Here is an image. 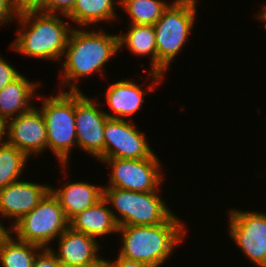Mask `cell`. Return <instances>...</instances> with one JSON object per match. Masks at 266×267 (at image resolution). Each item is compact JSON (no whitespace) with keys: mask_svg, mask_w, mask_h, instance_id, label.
Masks as SVG:
<instances>
[{"mask_svg":"<svg viewBox=\"0 0 266 267\" xmlns=\"http://www.w3.org/2000/svg\"><path fill=\"white\" fill-rule=\"evenodd\" d=\"M18 13L12 0H0V26L17 19Z\"/></svg>","mask_w":266,"mask_h":267,"instance_id":"27","label":"cell"},{"mask_svg":"<svg viewBox=\"0 0 266 267\" xmlns=\"http://www.w3.org/2000/svg\"><path fill=\"white\" fill-rule=\"evenodd\" d=\"M1 220V219H0ZM0 221V247L4 244V242L12 235V228L5 227Z\"/></svg>","mask_w":266,"mask_h":267,"instance_id":"30","label":"cell"},{"mask_svg":"<svg viewBox=\"0 0 266 267\" xmlns=\"http://www.w3.org/2000/svg\"><path fill=\"white\" fill-rule=\"evenodd\" d=\"M115 259L113 261L105 259L104 267H150L142 262L120 257L119 255Z\"/></svg>","mask_w":266,"mask_h":267,"instance_id":"28","label":"cell"},{"mask_svg":"<svg viewBox=\"0 0 266 267\" xmlns=\"http://www.w3.org/2000/svg\"><path fill=\"white\" fill-rule=\"evenodd\" d=\"M64 182L58 188L50 187V191L59 201L68 220L103 198L104 186L83 181Z\"/></svg>","mask_w":266,"mask_h":267,"instance_id":"17","label":"cell"},{"mask_svg":"<svg viewBox=\"0 0 266 267\" xmlns=\"http://www.w3.org/2000/svg\"><path fill=\"white\" fill-rule=\"evenodd\" d=\"M197 0H173L153 25L157 47V73L164 76L189 40L197 18Z\"/></svg>","mask_w":266,"mask_h":267,"instance_id":"4","label":"cell"},{"mask_svg":"<svg viewBox=\"0 0 266 267\" xmlns=\"http://www.w3.org/2000/svg\"><path fill=\"white\" fill-rule=\"evenodd\" d=\"M41 246L23 242L11 235L0 247L2 267H33Z\"/></svg>","mask_w":266,"mask_h":267,"instance_id":"21","label":"cell"},{"mask_svg":"<svg viewBox=\"0 0 266 267\" xmlns=\"http://www.w3.org/2000/svg\"><path fill=\"white\" fill-rule=\"evenodd\" d=\"M129 15V24L154 25L170 4L165 0H118Z\"/></svg>","mask_w":266,"mask_h":267,"instance_id":"22","label":"cell"},{"mask_svg":"<svg viewBox=\"0 0 266 267\" xmlns=\"http://www.w3.org/2000/svg\"><path fill=\"white\" fill-rule=\"evenodd\" d=\"M56 94L45 98L39 96L43 99L39 109L46 125L47 150H51L59 165L65 169L70 161L71 150L77 148L75 92L61 88Z\"/></svg>","mask_w":266,"mask_h":267,"instance_id":"5","label":"cell"},{"mask_svg":"<svg viewBox=\"0 0 266 267\" xmlns=\"http://www.w3.org/2000/svg\"><path fill=\"white\" fill-rule=\"evenodd\" d=\"M59 267H81V266H75V265H70V264H66V263H59Z\"/></svg>","mask_w":266,"mask_h":267,"instance_id":"33","label":"cell"},{"mask_svg":"<svg viewBox=\"0 0 266 267\" xmlns=\"http://www.w3.org/2000/svg\"><path fill=\"white\" fill-rule=\"evenodd\" d=\"M115 0H76L72 10L66 15L80 28L98 24L102 21H114L117 17ZM116 13V14H115Z\"/></svg>","mask_w":266,"mask_h":267,"instance_id":"20","label":"cell"},{"mask_svg":"<svg viewBox=\"0 0 266 267\" xmlns=\"http://www.w3.org/2000/svg\"><path fill=\"white\" fill-rule=\"evenodd\" d=\"M60 16L66 17L37 10L20 11L18 36L11 49L29 58L61 61L73 27Z\"/></svg>","mask_w":266,"mask_h":267,"instance_id":"3","label":"cell"},{"mask_svg":"<svg viewBox=\"0 0 266 267\" xmlns=\"http://www.w3.org/2000/svg\"><path fill=\"white\" fill-rule=\"evenodd\" d=\"M30 158L16 147L0 143V188L19 181Z\"/></svg>","mask_w":266,"mask_h":267,"instance_id":"23","label":"cell"},{"mask_svg":"<svg viewBox=\"0 0 266 267\" xmlns=\"http://www.w3.org/2000/svg\"><path fill=\"white\" fill-rule=\"evenodd\" d=\"M108 119L95 98L75 92L77 147L100 162L104 159V127Z\"/></svg>","mask_w":266,"mask_h":267,"instance_id":"10","label":"cell"},{"mask_svg":"<svg viewBox=\"0 0 266 267\" xmlns=\"http://www.w3.org/2000/svg\"><path fill=\"white\" fill-rule=\"evenodd\" d=\"M134 122L123 119H108L104 127V159H143L155 153L146 133L136 128Z\"/></svg>","mask_w":266,"mask_h":267,"instance_id":"11","label":"cell"},{"mask_svg":"<svg viewBox=\"0 0 266 267\" xmlns=\"http://www.w3.org/2000/svg\"><path fill=\"white\" fill-rule=\"evenodd\" d=\"M128 25V31L123 35H118L119 50H122L125 46L127 50L131 52V54H134V56L137 55L141 57H151V69L146 76H148L149 79L152 77V83L148 85L147 91H149V93H155L154 89L161 85L160 83L164 77L157 73V47L154 26L142 24Z\"/></svg>","mask_w":266,"mask_h":267,"instance_id":"15","label":"cell"},{"mask_svg":"<svg viewBox=\"0 0 266 267\" xmlns=\"http://www.w3.org/2000/svg\"><path fill=\"white\" fill-rule=\"evenodd\" d=\"M264 7H262V9L260 11H258L257 14H255V16L261 20V22L263 21L266 25V4L263 5Z\"/></svg>","mask_w":266,"mask_h":267,"instance_id":"32","label":"cell"},{"mask_svg":"<svg viewBox=\"0 0 266 267\" xmlns=\"http://www.w3.org/2000/svg\"><path fill=\"white\" fill-rule=\"evenodd\" d=\"M44 0H12L15 8L20 12L24 10H36Z\"/></svg>","mask_w":266,"mask_h":267,"instance_id":"29","label":"cell"},{"mask_svg":"<svg viewBox=\"0 0 266 267\" xmlns=\"http://www.w3.org/2000/svg\"><path fill=\"white\" fill-rule=\"evenodd\" d=\"M119 51L118 34H109L104 29L97 31L73 26L64 51L59 74L63 91H81L78 80L91 77L92 74L105 73V63ZM82 77V78H81ZM79 87V88H78Z\"/></svg>","mask_w":266,"mask_h":267,"instance_id":"1","label":"cell"},{"mask_svg":"<svg viewBox=\"0 0 266 267\" xmlns=\"http://www.w3.org/2000/svg\"><path fill=\"white\" fill-rule=\"evenodd\" d=\"M5 142L29 158L47 150L46 125L40 109L34 106L28 112L7 120Z\"/></svg>","mask_w":266,"mask_h":267,"instance_id":"12","label":"cell"},{"mask_svg":"<svg viewBox=\"0 0 266 267\" xmlns=\"http://www.w3.org/2000/svg\"><path fill=\"white\" fill-rule=\"evenodd\" d=\"M69 227L96 239L112 233H118L115 220L107 201L102 198L90 208L76 214L69 220Z\"/></svg>","mask_w":266,"mask_h":267,"instance_id":"18","label":"cell"},{"mask_svg":"<svg viewBox=\"0 0 266 267\" xmlns=\"http://www.w3.org/2000/svg\"><path fill=\"white\" fill-rule=\"evenodd\" d=\"M21 73L11 66L5 59L0 56V90L7 84L16 79Z\"/></svg>","mask_w":266,"mask_h":267,"instance_id":"25","label":"cell"},{"mask_svg":"<svg viewBox=\"0 0 266 267\" xmlns=\"http://www.w3.org/2000/svg\"><path fill=\"white\" fill-rule=\"evenodd\" d=\"M101 163L111 169L109 182L103 188L152 192L160 190L165 180L163 171H160L161 161L156 154L143 159H103Z\"/></svg>","mask_w":266,"mask_h":267,"instance_id":"8","label":"cell"},{"mask_svg":"<svg viewBox=\"0 0 266 267\" xmlns=\"http://www.w3.org/2000/svg\"><path fill=\"white\" fill-rule=\"evenodd\" d=\"M69 227V220L57 198L49 191L28 214L11 228L15 238L42 248H50V243Z\"/></svg>","mask_w":266,"mask_h":267,"instance_id":"7","label":"cell"},{"mask_svg":"<svg viewBox=\"0 0 266 267\" xmlns=\"http://www.w3.org/2000/svg\"><path fill=\"white\" fill-rule=\"evenodd\" d=\"M76 0H44L36 9L37 11L48 13L67 15L73 8Z\"/></svg>","mask_w":266,"mask_h":267,"instance_id":"24","label":"cell"},{"mask_svg":"<svg viewBox=\"0 0 266 267\" xmlns=\"http://www.w3.org/2000/svg\"><path fill=\"white\" fill-rule=\"evenodd\" d=\"M99 239L77 232L68 227L57 239L58 251L50 247L61 263L81 267H104Z\"/></svg>","mask_w":266,"mask_h":267,"instance_id":"13","label":"cell"},{"mask_svg":"<svg viewBox=\"0 0 266 267\" xmlns=\"http://www.w3.org/2000/svg\"><path fill=\"white\" fill-rule=\"evenodd\" d=\"M50 187L47 184L19 180L0 188V216L12 219V227L36 207L50 191Z\"/></svg>","mask_w":266,"mask_h":267,"instance_id":"14","label":"cell"},{"mask_svg":"<svg viewBox=\"0 0 266 267\" xmlns=\"http://www.w3.org/2000/svg\"><path fill=\"white\" fill-rule=\"evenodd\" d=\"M59 263L50 248H42L36 255L33 267H59Z\"/></svg>","mask_w":266,"mask_h":267,"instance_id":"26","label":"cell"},{"mask_svg":"<svg viewBox=\"0 0 266 267\" xmlns=\"http://www.w3.org/2000/svg\"><path fill=\"white\" fill-rule=\"evenodd\" d=\"M159 192L103 188V198L109 204L118 226H153L164 223L173 214Z\"/></svg>","mask_w":266,"mask_h":267,"instance_id":"6","label":"cell"},{"mask_svg":"<svg viewBox=\"0 0 266 267\" xmlns=\"http://www.w3.org/2000/svg\"><path fill=\"white\" fill-rule=\"evenodd\" d=\"M6 137V121L0 116V143L5 142Z\"/></svg>","mask_w":266,"mask_h":267,"instance_id":"31","label":"cell"},{"mask_svg":"<svg viewBox=\"0 0 266 267\" xmlns=\"http://www.w3.org/2000/svg\"><path fill=\"white\" fill-rule=\"evenodd\" d=\"M135 79H122L120 81L110 83L104 94L107 105H109L112 114L105 111L110 119L130 120V116L136 114L143 106L144 96L147 92L143 91L141 84L134 82Z\"/></svg>","mask_w":266,"mask_h":267,"instance_id":"16","label":"cell"},{"mask_svg":"<svg viewBox=\"0 0 266 267\" xmlns=\"http://www.w3.org/2000/svg\"><path fill=\"white\" fill-rule=\"evenodd\" d=\"M229 237L253 264L266 267V213L229 209Z\"/></svg>","mask_w":266,"mask_h":267,"instance_id":"9","label":"cell"},{"mask_svg":"<svg viewBox=\"0 0 266 267\" xmlns=\"http://www.w3.org/2000/svg\"><path fill=\"white\" fill-rule=\"evenodd\" d=\"M184 222L172 214L164 223L153 226H119L123 240L119 256L160 267L170 259L175 248L186 238Z\"/></svg>","mask_w":266,"mask_h":267,"instance_id":"2","label":"cell"},{"mask_svg":"<svg viewBox=\"0 0 266 267\" xmlns=\"http://www.w3.org/2000/svg\"><path fill=\"white\" fill-rule=\"evenodd\" d=\"M39 86L40 82L30 81L20 74L0 90V116L7 121L28 112L34 107L31 101Z\"/></svg>","mask_w":266,"mask_h":267,"instance_id":"19","label":"cell"}]
</instances>
